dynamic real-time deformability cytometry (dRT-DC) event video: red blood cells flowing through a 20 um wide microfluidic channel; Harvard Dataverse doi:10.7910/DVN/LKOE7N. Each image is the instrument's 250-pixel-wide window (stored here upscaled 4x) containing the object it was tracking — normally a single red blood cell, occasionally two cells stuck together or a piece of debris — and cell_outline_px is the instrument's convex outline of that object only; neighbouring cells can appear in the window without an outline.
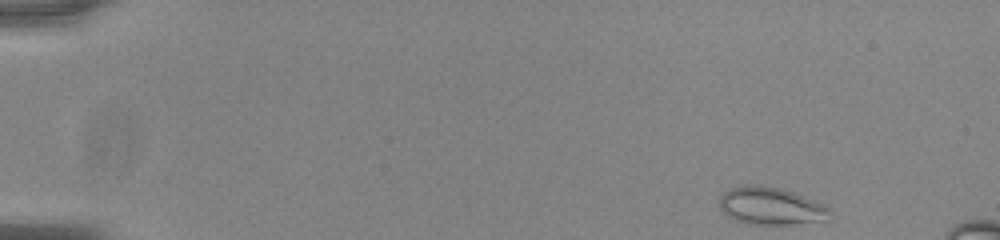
{"species": "common noctule bat (a hibernating species)", "species_latin": "Nyctalus noctula", "temperature_condition": "room temperature", "stored_images_in_passage": 50, "camera_frame_rate_fps": 3000, "um_per_image_px": 0.085, "animal": {"sex": "male", "body_mass_g": 20.0, "forearm_length_mm": 53.3}, "frame": {"image": 1, "passage_image": 1, "time_ms": 0.0, "image_size_px": [1000, 240], "cell_outline_px": [[828, 220], [792, 224], [748, 224], [736, 220], [728, 216], [720, 208], [720, 196], [724, 192], [732, 188], [744, 184], [756, 184], [784, 188], [796, 192], [824, 204], [828, 208]], "centroid_in_image_um": [65.52, 17.49], "position_along_channel_um": 19.5, "area_um2": 24.28}}
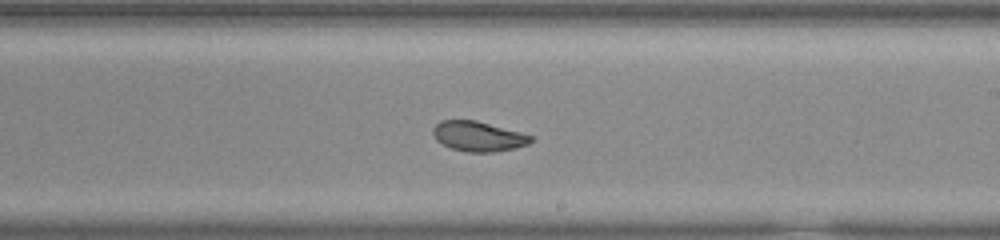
{"frame": {"image": 2, "passage_image": 29, "time_ms": 9.333, "image_size_px": [1000, 240], "cell_outline_px": [[532, 140], [528, 144], [516, 148], [496, 152], [468, 152], [452, 148], [436, 140], [432, 132], [432, 128], [440, 120], [476, 120], [520, 132], [532, 136]], "centroid_in_image_um": [40.64, 11.58], "position_along_channel_um": 248.4, "area_um2": 17.05}}
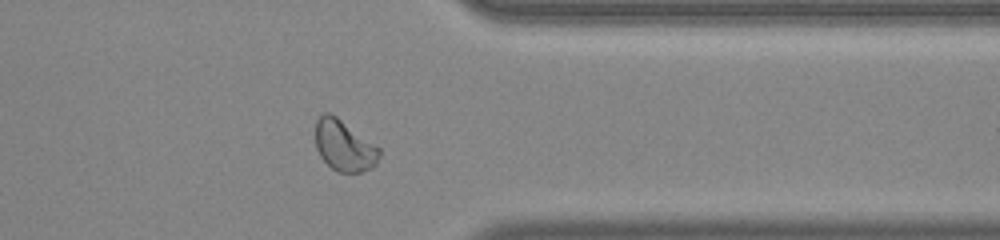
{"frame": {"image": 3, "passage_image": 40, "time_ms": 13.0, "image_size_px": [1000, 240], "cell_outline_px": [[380, 156], [376, 164], [372, 168], [360, 172], [336, 172], [320, 156], [316, 148], [316, 120], [324, 112], [328, 112], [336, 116], [380, 148]], "centroid_in_image_um": [29.25, 12.39], "position_along_channel_um": 382.1, "area_um2": 18.84}}